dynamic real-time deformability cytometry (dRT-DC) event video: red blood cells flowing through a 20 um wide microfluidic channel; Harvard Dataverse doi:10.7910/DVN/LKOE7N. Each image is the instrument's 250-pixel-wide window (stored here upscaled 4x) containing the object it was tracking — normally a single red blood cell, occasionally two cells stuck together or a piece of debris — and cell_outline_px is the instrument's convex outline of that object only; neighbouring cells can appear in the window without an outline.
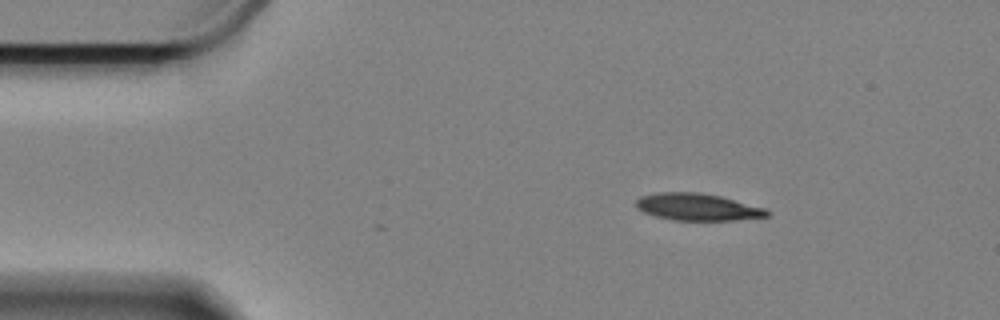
{"species": "Egyptian fruit bat (a non-hibernating species)", "species_latin": "Rousettus aegyptiacus", "temperature_condition": "cold", "stored_images_in_passage": 38, "camera_frame_rate_fps": 3000, "um_per_image_px": 0.085, "animal": {"sex": "female"}, "frame": {"image": 1, "passage_image": 1, "time_ms": 0.0, "image_size_px": [1000, 320], "cell_outline_px": [[768, 216], [732, 220], [672, 220], [656, 216], [644, 212], [636, 208], [636, 200], [640, 196], [660, 192], [700, 192], [720, 196], [764, 208], [768, 212]], "centroid_in_image_um": [59.23, 17.59], "position_along_channel_um": 25.8, "area_um2": 20.4}}
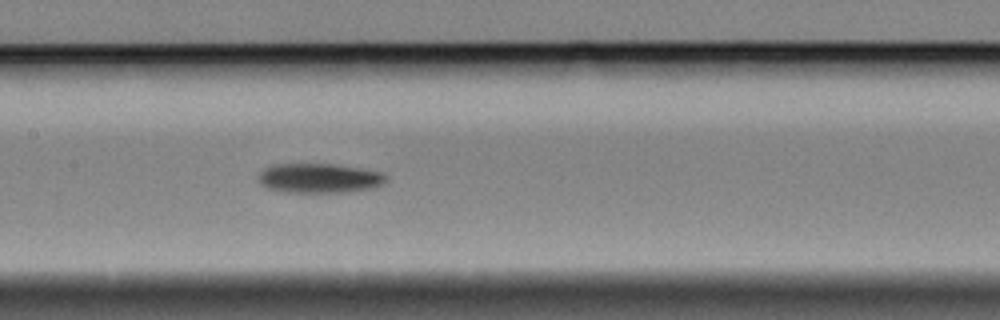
{"frame": {"image": 2, "passage_image": 20, "time_ms": 6.333, "image_size_px": [1000, 320], "cell_outline_px": [[388, 180], [372, 188], [344, 192], [288, 192], [268, 188], [260, 184], [260, 172], [264, 168], [272, 164], [336, 164], [360, 168], [380, 172], [388, 176]], "centroid_in_image_um": [27.15, 15.13], "position_along_channel_um": 180.3, "area_um2": 21.85}}
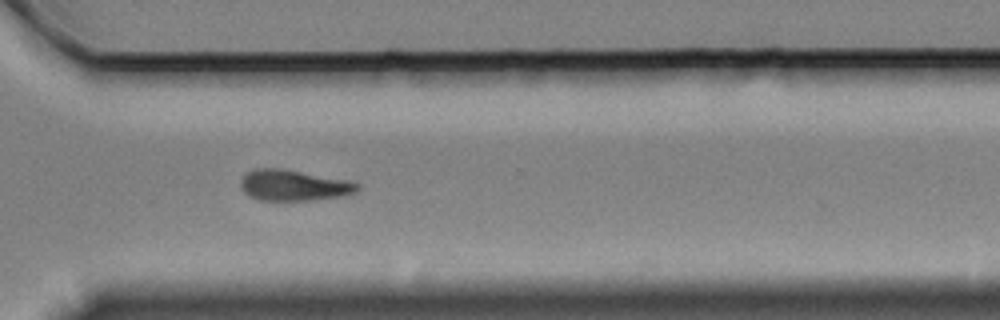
{"frame": {"image": 3, "passage_image": 35, "time_ms": 11.333, "image_size_px": [1000, 320], "cell_outline_px": [[360, 188], [344, 196], [312, 200], [260, 200], [244, 192], [240, 184], [240, 180], [248, 172], [256, 168], [280, 168], [348, 180], [360, 184]], "centroid_in_image_um": [24.97, 15.75], "position_along_channel_um": 345.6, "area_um2": 20.81}, "authors_computed_cell_mechanics": {"area_um2": 21.7906, "velocity_mm_per_s": 3.3216, "shape_relaxation_time_tau1_ms": 6.1927, "shape_relaxation_time_tau2_ms": null, "deformation_change_tau1": 0.1178, "deformation_change_tau2": null}}